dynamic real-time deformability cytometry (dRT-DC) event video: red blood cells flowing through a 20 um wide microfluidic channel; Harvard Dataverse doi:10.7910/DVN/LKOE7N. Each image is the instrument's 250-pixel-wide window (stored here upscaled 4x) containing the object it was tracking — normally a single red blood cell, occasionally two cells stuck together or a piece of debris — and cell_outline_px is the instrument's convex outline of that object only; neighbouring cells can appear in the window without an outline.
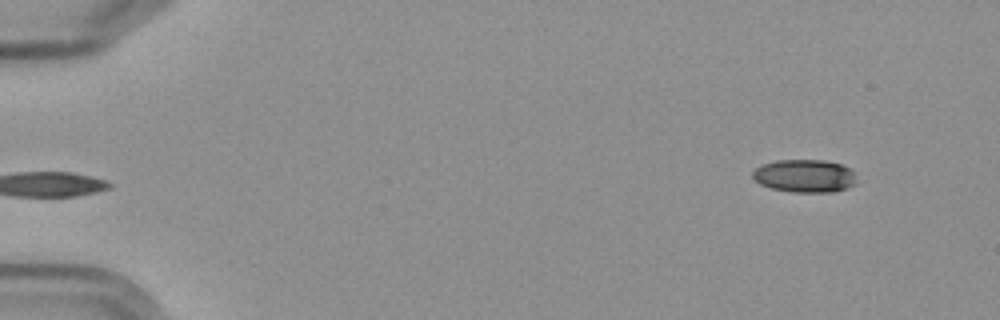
{"species": "Egyptian fruit bat (a non-hibernating species)", "species_latin": "Rousettus aegyptiacus", "temperature_condition": "cold", "stored_images_in_passage": 4, "camera_frame_rate_fps": 3000, "um_per_image_px": 0.085, "frame": {"image": 1, "passage_image": 4, "time_ms": 3.667, "image_size_px": [1000, 320], "cell_outline_px": [[856, 184], [832, 192], [792, 192], [772, 188], [760, 184], [752, 176], [752, 172], [756, 168], [764, 164], [776, 160], [824, 160], [840, 164], [848, 168], [852, 172]], "centroid_in_image_um": [68.37, 14.95], "position_along_channel_um": 16.6, "area_um2": 19.65}}